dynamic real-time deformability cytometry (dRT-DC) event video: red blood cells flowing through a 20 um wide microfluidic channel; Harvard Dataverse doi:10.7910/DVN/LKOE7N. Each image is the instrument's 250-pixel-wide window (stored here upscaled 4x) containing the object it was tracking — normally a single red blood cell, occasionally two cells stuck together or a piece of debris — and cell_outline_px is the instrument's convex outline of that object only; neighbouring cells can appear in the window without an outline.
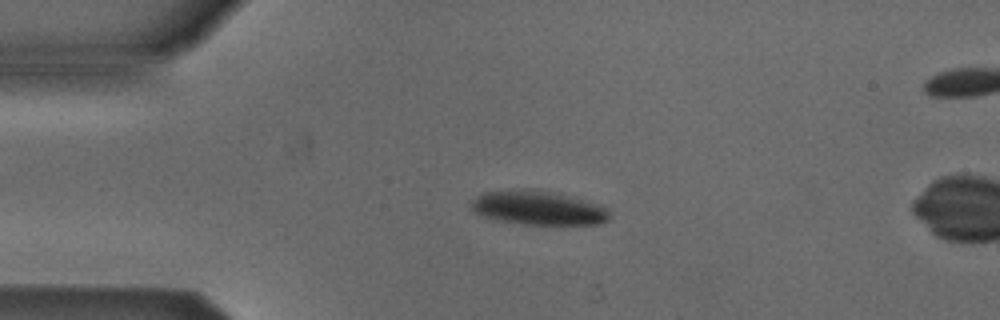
{"species": "Egyptian fruit bat (a non-hibernating species)", "species_latin": "Rousettus aegyptiacus", "temperature_condition": "cold", "stored_images_in_passage": 3, "camera_frame_rate_fps": 3000, "um_per_image_px": 0.085, "animal": {"sex": "male"}, "frame": {"image": 1, "passage_image": 2, "time_ms": 0.333, "image_size_px": [1000, 320], "cell_outline_px": [[608, 220], [600, 224], [524, 224], [496, 220], [480, 216], [472, 212], [472, 200], [476, 196], [484, 192], [540, 192], [560, 196], [596, 204], [608, 208]], "centroid_in_image_um": [45.68, 17.75], "position_along_channel_um": 39.3, "area_um2": 25.78}}